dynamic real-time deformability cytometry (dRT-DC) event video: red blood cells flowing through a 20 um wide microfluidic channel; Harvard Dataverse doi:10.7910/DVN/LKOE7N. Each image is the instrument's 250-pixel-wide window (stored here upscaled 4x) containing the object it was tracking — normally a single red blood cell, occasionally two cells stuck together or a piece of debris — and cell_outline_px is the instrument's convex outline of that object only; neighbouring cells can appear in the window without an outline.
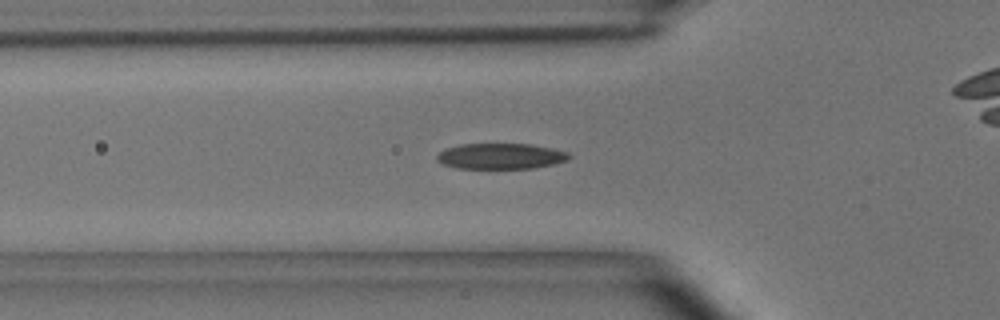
{"species": "common noctule bat (a hibernating species)", "species_latin": "Nyctalus noctula", "temperature_condition": "room temperature", "stored_images_in_passage": 45, "camera_frame_rate_fps": 3000, "um_per_image_px": 0.085, "animal": {"sex": "male", "body_mass_g": 15.6}, "frame": {"image": 1, "passage_image": 11, "time_ms": 3.333, "image_size_px": [1000, 320], "cell_outline_px": [[572, 156], [568, 160], [552, 164], [532, 168], [456, 168], [440, 164], [436, 160], [436, 156], [440, 152], [448, 148], [460, 144], [532, 144], [552, 148], [568, 152]], "centroid_in_image_um": [42.55, 13.27], "position_along_channel_um": 83.2, "area_um2": 19.83}}
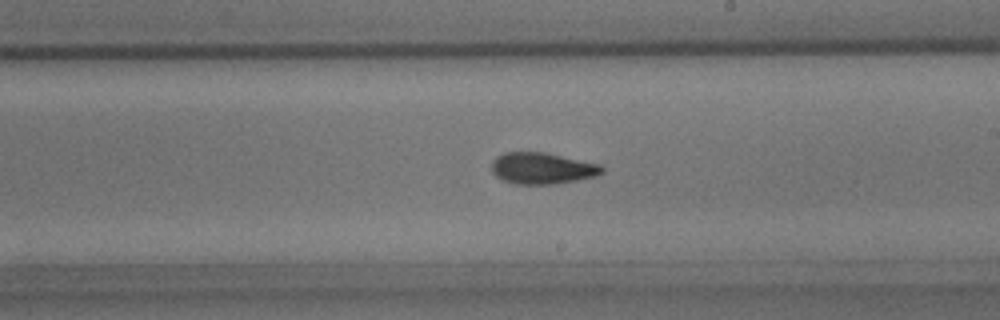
{"frame": {"image": 2, "passage_image": 23, "time_ms": 7.333, "image_size_px": [1000, 320], "cell_outline_px": [[604, 172], [596, 176], [556, 184], [516, 184], [504, 180], [496, 176], [492, 172], [492, 160], [496, 156], [504, 152], [544, 152], [600, 164], [604, 168]], "centroid_in_image_um": [46.08, 14.3], "position_along_channel_um": 242.9, "area_um2": 20.23}}
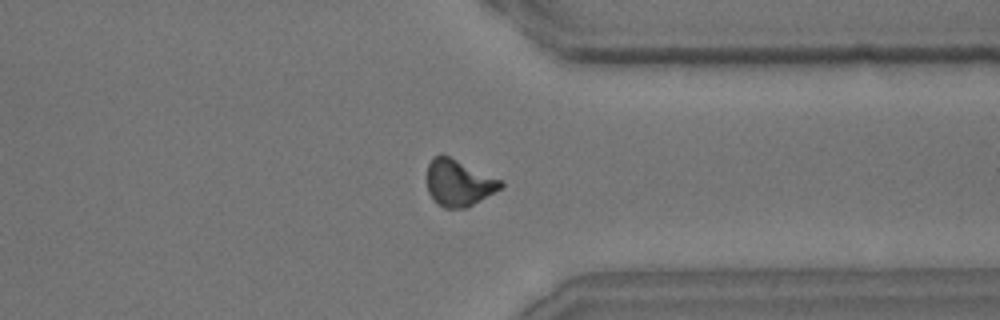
{"frame": {"image": 3, "passage_image": 33, "time_ms": 10.667, "image_size_px": [1000, 320], "cell_outline_px": [[504, 184], [500, 188], [468, 208], [444, 208], [428, 192], [428, 164], [432, 156], [440, 152], [504, 180]], "centroid_in_image_um": [39.01, 15.5], "position_along_channel_um": 372.4, "area_um2": 20.06}, "authors_computed_cell_mechanics": {"area_um2": 19.941, "velocity_mm_per_s": 3.9702, "shape_relaxation_time_tau1_ms": 4.5081, "shape_relaxation_time_tau2_ms": 1.8025, "deformation_change_tau1": 0.1711, "deformation_change_tau2": 0.0854}}